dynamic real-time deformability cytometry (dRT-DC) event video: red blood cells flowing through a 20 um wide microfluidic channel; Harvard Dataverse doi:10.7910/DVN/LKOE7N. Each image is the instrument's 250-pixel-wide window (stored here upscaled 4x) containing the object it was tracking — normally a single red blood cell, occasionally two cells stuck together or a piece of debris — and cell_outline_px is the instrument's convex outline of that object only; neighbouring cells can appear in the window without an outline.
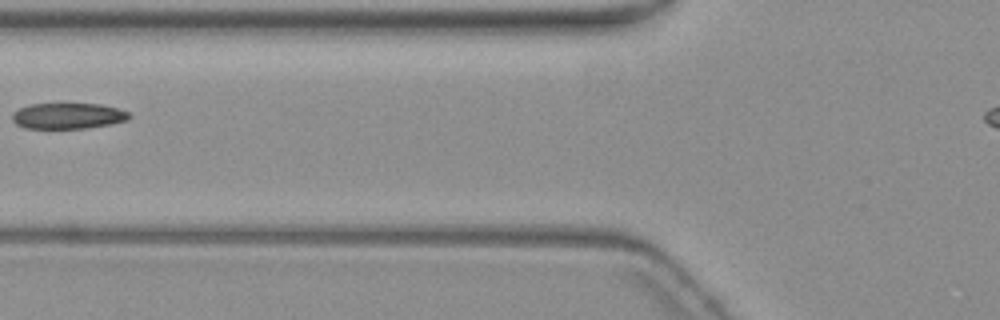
{"species": "common noctule bat (a hibernating species)", "species_latin": "Nyctalus noctula", "temperature_condition": "warm", "stored_images_in_passage": 4, "camera_frame_rate_fps": 3000, "um_per_image_px": 0.085, "animal": {"sex": "female", "body_mass_g": 19.3, "forearm_length_mm": 54.1}, "frame": {"image": 1, "passage_image": 3, "time_ms": 2.667, "image_size_px": [1000, 320], "cell_outline_px": [[132, 116], [128, 120], [112, 124], [84, 128], [24, 128], [16, 124], [12, 120], [12, 112], [28, 104], [100, 104], [116, 108], [128, 112]], "centroid_in_image_um": [5.76, 9.85], "position_along_channel_um": 120.0, "area_um2": 17.63}}
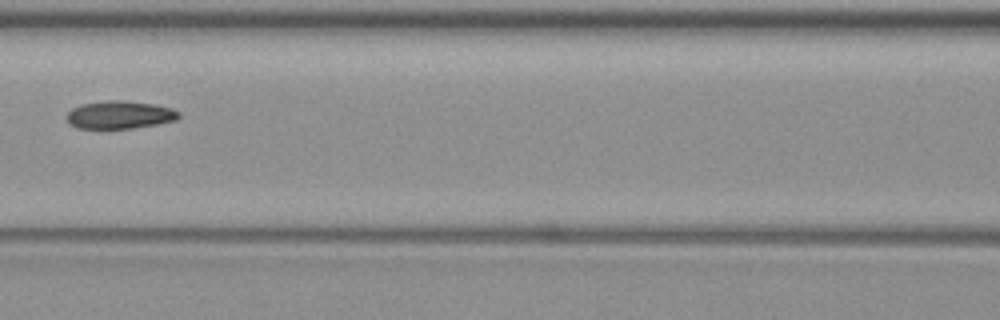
{"frame": {"image": 2, "passage_image": 4, "time_ms": 3.667, "image_size_px": [1000, 320], "cell_outline_px": [[180, 116], [176, 120], [156, 124], [132, 128], [76, 128], [68, 120], [68, 112], [72, 108], [80, 104], [104, 100], [128, 100], [152, 104], [172, 108], [180, 112]], "centroid_in_image_um": [10.19, 9.74], "position_along_channel_um": 156.4, "area_um2": 18.15}}